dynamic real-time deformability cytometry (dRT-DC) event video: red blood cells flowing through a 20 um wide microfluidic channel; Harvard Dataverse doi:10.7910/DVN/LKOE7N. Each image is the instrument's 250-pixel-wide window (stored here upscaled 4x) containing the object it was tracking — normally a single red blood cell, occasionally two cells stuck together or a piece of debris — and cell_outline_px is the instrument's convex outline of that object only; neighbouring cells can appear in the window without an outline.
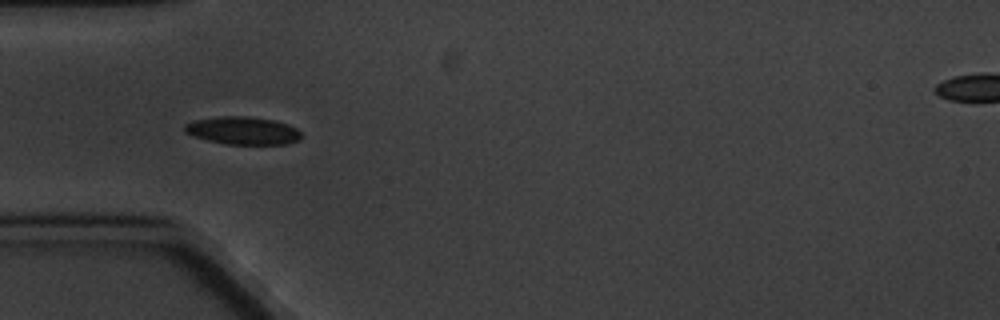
{"species": "common noctule bat (a hibernating species)", "species_latin": "Nyctalus noctula", "temperature_condition": "cold", "stored_images_in_passage": 6, "camera_frame_rate_fps": 3000, "um_per_image_px": 0.085, "animal": {"sex": "male", "body_mass_g": 20.1, "forearm_length_mm": 53.5}, "frame": {"image": 1, "passage_image": 5, "time_ms": 4.667, "image_size_px": [1000, 320], "cell_outline_px": [[300, 140], [284, 144], [224, 144], [192, 136], [184, 132], [184, 124], [192, 120], [220, 116], [248, 116], [272, 120], [288, 124], [296, 128], [300, 132]], "centroid_in_image_um": [20.59, 11.1], "position_along_channel_um": 64.4, "area_um2": 18.96}}